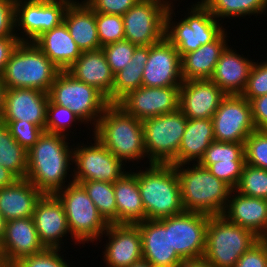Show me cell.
Segmentation results:
<instances>
[{
  "label": "cell",
  "instance_id": "11a10c76",
  "mask_svg": "<svg viewBox=\"0 0 267 267\" xmlns=\"http://www.w3.org/2000/svg\"><path fill=\"white\" fill-rule=\"evenodd\" d=\"M6 86L3 82L2 77L0 76V121H1V116L3 113L4 109V102H5V94H6Z\"/></svg>",
  "mask_w": 267,
  "mask_h": 267
},
{
  "label": "cell",
  "instance_id": "680465c9",
  "mask_svg": "<svg viewBox=\"0 0 267 267\" xmlns=\"http://www.w3.org/2000/svg\"><path fill=\"white\" fill-rule=\"evenodd\" d=\"M158 1L167 4L169 7H171V5H173V2H171V0L170 1L169 0H158Z\"/></svg>",
  "mask_w": 267,
  "mask_h": 267
},
{
  "label": "cell",
  "instance_id": "ac0fdd59",
  "mask_svg": "<svg viewBox=\"0 0 267 267\" xmlns=\"http://www.w3.org/2000/svg\"><path fill=\"white\" fill-rule=\"evenodd\" d=\"M142 74L145 87L181 86V56L166 38L149 46V58Z\"/></svg>",
  "mask_w": 267,
  "mask_h": 267
},
{
  "label": "cell",
  "instance_id": "f546056e",
  "mask_svg": "<svg viewBox=\"0 0 267 267\" xmlns=\"http://www.w3.org/2000/svg\"><path fill=\"white\" fill-rule=\"evenodd\" d=\"M227 31H223L213 42L199 47L196 51L181 56L183 81L210 79L221 53L228 46Z\"/></svg>",
  "mask_w": 267,
  "mask_h": 267
},
{
  "label": "cell",
  "instance_id": "cb8c5ba5",
  "mask_svg": "<svg viewBox=\"0 0 267 267\" xmlns=\"http://www.w3.org/2000/svg\"><path fill=\"white\" fill-rule=\"evenodd\" d=\"M222 215L260 239H267V199L245 196L232 189Z\"/></svg>",
  "mask_w": 267,
  "mask_h": 267
},
{
  "label": "cell",
  "instance_id": "7c38bea8",
  "mask_svg": "<svg viewBox=\"0 0 267 267\" xmlns=\"http://www.w3.org/2000/svg\"><path fill=\"white\" fill-rule=\"evenodd\" d=\"M168 8L158 0H139L122 16L125 40L136 46H151L163 40Z\"/></svg>",
  "mask_w": 267,
  "mask_h": 267
},
{
  "label": "cell",
  "instance_id": "e575fe53",
  "mask_svg": "<svg viewBox=\"0 0 267 267\" xmlns=\"http://www.w3.org/2000/svg\"><path fill=\"white\" fill-rule=\"evenodd\" d=\"M210 13L219 18L258 16L267 11V0H201ZM237 16V17H236Z\"/></svg>",
  "mask_w": 267,
  "mask_h": 267
},
{
  "label": "cell",
  "instance_id": "d590c367",
  "mask_svg": "<svg viewBox=\"0 0 267 267\" xmlns=\"http://www.w3.org/2000/svg\"><path fill=\"white\" fill-rule=\"evenodd\" d=\"M79 183L84 187L103 218L109 224H117L114 184L102 181H81Z\"/></svg>",
  "mask_w": 267,
  "mask_h": 267
},
{
  "label": "cell",
  "instance_id": "8fae6325",
  "mask_svg": "<svg viewBox=\"0 0 267 267\" xmlns=\"http://www.w3.org/2000/svg\"><path fill=\"white\" fill-rule=\"evenodd\" d=\"M72 1L15 0V29L22 30L21 36H17L19 40L33 42L44 32L60 25L64 20L65 11Z\"/></svg>",
  "mask_w": 267,
  "mask_h": 267
},
{
  "label": "cell",
  "instance_id": "4dcf8cb0",
  "mask_svg": "<svg viewBox=\"0 0 267 267\" xmlns=\"http://www.w3.org/2000/svg\"><path fill=\"white\" fill-rule=\"evenodd\" d=\"M117 224H136L145 220V210L136 172H126L114 183Z\"/></svg>",
  "mask_w": 267,
  "mask_h": 267
},
{
  "label": "cell",
  "instance_id": "2e32d148",
  "mask_svg": "<svg viewBox=\"0 0 267 267\" xmlns=\"http://www.w3.org/2000/svg\"><path fill=\"white\" fill-rule=\"evenodd\" d=\"M209 217L189 211L170 216L171 247L183 260L203 258Z\"/></svg>",
  "mask_w": 267,
  "mask_h": 267
},
{
  "label": "cell",
  "instance_id": "836d02e7",
  "mask_svg": "<svg viewBox=\"0 0 267 267\" xmlns=\"http://www.w3.org/2000/svg\"><path fill=\"white\" fill-rule=\"evenodd\" d=\"M0 166L17 179L25 178L27 151L11 136L9 128L0 121Z\"/></svg>",
  "mask_w": 267,
  "mask_h": 267
},
{
  "label": "cell",
  "instance_id": "f907efd6",
  "mask_svg": "<svg viewBox=\"0 0 267 267\" xmlns=\"http://www.w3.org/2000/svg\"><path fill=\"white\" fill-rule=\"evenodd\" d=\"M252 118L257 130H267V94L250 101Z\"/></svg>",
  "mask_w": 267,
  "mask_h": 267
},
{
  "label": "cell",
  "instance_id": "5b68a950",
  "mask_svg": "<svg viewBox=\"0 0 267 267\" xmlns=\"http://www.w3.org/2000/svg\"><path fill=\"white\" fill-rule=\"evenodd\" d=\"M57 68L32 42H20L1 75L6 88H33L48 93Z\"/></svg>",
  "mask_w": 267,
  "mask_h": 267
},
{
  "label": "cell",
  "instance_id": "d6a6232c",
  "mask_svg": "<svg viewBox=\"0 0 267 267\" xmlns=\"http://www.w3.org/2000/svg\"><path fill=\"white\" fill-rule=\"evenodd\" d=\"M149 58V46H137L129 64L114 74L112 103L142 86L143 70Z\"/></svg>",
  "mask_w": 267,
  "mask_h": 267
},
{
  "label": "cell",
  "instance_id": "83f0119b",
  "mask_svg": "<svg viewBox=\"0 0 267 267\" xmlns=\"http://www.w3.org/2000/svg\"><path fill=\"white\" fill-rule=\"evenodd\" d=\"M63 22L81 52L101 49L95 12L84 1L73 0L65 11Z\"/></svg>",
  "mask_w": 267,
  "mask_h": 267
},
{
  "label": "cell",
  "instance_id": "d4e9b609",
  "mask_svg": "<svg viewBox=\"0 0 267 267\" xmlns=\"http://www.w3.org/2000/svg\"><path fill=\"white\" fill-rule=\"evenodd\" d=\"M76 80L95 87L112 103L114 73L107 63L101 49L84 51L80 57L66 70Z\"/></svg>",
  "mask_w": 267,
  "mask_h": 267
},
{
  "label": "cell",
  "instance_id": "603a6c76",
  "mask_svg": "<svg viewBox=\"0 0 267 267\" xmlns=\"http://www.w3.org/2000/svg\"><path fill=\"white\" fill-rule=\"evenodd\" d=\"M32 217L42 245L61 249L60 242L70 231L59 199L54 194H43L35 205Z\"/></svg>",
  "mask_w": 267,
  "mask_h": 267
},
{
  "label": "cell",
  "instance_id": "8992f818",
  "mask_svg": "<svg viewBox=\"0 0 267 267\" xmlns=\"http://www.w3.org/2000/svg\"><path fill=\"white\" fill-rule=\"evenodd\" d=\"M173 6L167 9L165 38L176 48L180 56L213 42L226 30L201 1L191 5L189 8L191 12H188L187 17L184 16L185 18L179 22L172 21L175 10V8L172 9Z\"/></svg>",
  "mask_w": 267,
  "mask_h": 267
},
{
  "label": "cell",
  "instance_id": "3957f363",
  "mask_svg": "<svg viewBox=\"0 0 267 267\" xmlns=\"http://www.w3.org/2000/svg\"><path fill=\"white\" fill-rule=\"evenodd\" d=\"M93 133L94 137L123 162H138L147 157L142 121L126 113L116 103H110L105 108Z\"/></svg>",
  "mask_w": 267,
  "mask_h": 267
},
{
  "label": "cell",
  "instance_id": "bcb514c9",
  "mask_svg": "<svg viewBox=\"0 0 267 267\" xmlns=\"http://www.w3.org/2000/svg\"><path fill=\"white\" fill-rule=\"evenodd\" d=\"M245 161H219L210 164L207 169L218 179L234 189L242 174Z\"/></svg>",
  "mask_w": 267,
  "mask_h": 267
},
{
  "label": "cell",
  "instance_id": "6f0895ef",
  "mask_svg": "<svg viewBox=\"0 0 267 267\" xmlns=\"http://www.w3.org/2000/svg\"><path fill=\"white\" fill-rule=\"evenodd\" d=\"M130 267H155L152 264H149L145 260L138 261L137 263L132 264Z\"/></svg>",
  "mask_w": 267,
  "mask_h": 267
},
{
  "label": "cell",
  "instance_id": "1f68e13d",
  "mask_svg": "<svg viewBox=\"0 0 267 267\" xmlns=\"http://www.w3.org/2000/svg\"><path fill=\"white\" fill-rule=\"evenodd\" d=\"M213 141L212 119H188L177 154V165H190L192 160V163H199Z\"/></svg>",
  "mask_w": 267,
  "mask_h": 267
},
{
  "label": "cell",
  "instance_id": "4316f807",
  "mask_svg": "<svg viewBox=\"0 0 267 267\" xmlns=\"http://www.w3.org/2000/svg\"><path fill=\"white\" fill-rule=\"evenodd\" d=\"M42 193L26 178L0 188V213L6 221L32 217Z\"/></svg>",
  "mask_w": 267,
  "mask_h": 267
},
{
  "label": "cell",
  "instance_id": "f35d334b",
  "mask_svg": "<svg viewBox=\"0 0 267 267\" xmlns=\"http://www.w3.org/2000/svg\"><path fill=\"white\" fill-rule=\"evenodd\" d=\"M82 122L69 108L53 104L50 100L47 105L46 124L44 131L52 134L68 137L67 129L72 127V123ZM71 125V126H70Z\"/></svg>",
  "mask_w": 267,
  "mask_h": 267
},
{
  "label": "cell",
  "instance_id": "b9f144b4",
  "mask_svg": "<svg viewBox=\"0 0 267 267\" xmlns=\"http://www.w3.org/2000/svg\"><path fill=\"white\" fill-rule=\"evenodd\" d=\"M9 128L11 136L26 150H30L43 134L44 129L22 120H1Z\"/></svg>",
  "mask_w": 267,
  "mask_h": 267
},
{
  "label": "cell",
  "instance_id": "7bdbcfd3",
  "mask_svg": "<svg viewBox=\"0 0 267 267\" xmlns=\"http://www.w3.org/2000/svg\"><path fill=\"white\" fill-rule=\"evenodd\" d=\"M137 46L127 40L117 41L102 48L112 72L115 74L129 64Z\"/></svg>",
  "mask_w": 267,
  "mask_h": 267
},
{
  "label": "cell",
  "instance_id": "74e56055",
  "mask_svg": "<svg viewBox=\"0 0 267 267\" xmlns=\"http://www.w3.org/2000/svg\"><path fill=\"white\" fill-rule=\"evenodd\" d=\"M219 161H245L244 143L213 141L199 164L207 168Z\"/></svg>",
  "mask_w": 267,
  "mask_h": 267
},
{
  "label": "cell",
  "instance_id": "f5cc1de1",
  "mask_svg": "<svg viewBox=\"0 0 267 267\" xmlns=\"http://www.w3.org/2000/svg\"><path fill=\"white\" fill-rule=\"evenodd\" d=\"M17 178L7 169L0 166V188L12 184Z\"/></svg>",
  "mask_w": 267,
  "mask_h": 267
},
{
  "label": "cell",
  "instance_id": "9a60e30c",
  "mask_svg": "<svg viewBox=\"0 0 267 267\" xmlns=\"http://www.w3.org/2000/svg\"><path fill=\"white\" fill-rule=\"evenodd\" d=\"M180 86L145 87L132 90L116 104L140 121L179 109Z\"/></svg>",
  "mask_w": 267,
  "mask_h": 267
},
{
  "label": "cell",
  "instance_id": "f6af8a7d",
  "mask_svg": "<svg viewBox=\"0 0 267 267\" xmlns=\"http://www.w3.org/2000/svg\"><path fill=\"white\" fill-rule=\"evenodd\" d=\"M267 94V60L265 62H254L246 88L241 94L249 102L262 95Z\"/></svg>",
  "mask_w": 267,
  "mask_h": 267
},
{
  "label": "cell",
  "instance_id": "44dd1931",
  "mask_svg": "<svg viewBox=\"0 0 267 267\" xmlns=\"http://www.w3.org/2000/svg\"><path fill=\"white\" fill-rule=\"evenodd\" d=\"M0 249L4 267H11L21 258L45 249L39 239L33 217L7 221Z\"/></svg>",
  "mask_w": 267,
  "mask_h": 267
},
{
  "label": "cell",
  "instance_id": "9c48e42d",
  "mask_svg": "<svg viewBox=\"0 0 267 267\" xmlns=\"http://www.w3.org/2000/svg\"><path fill=\"white\" fill-rule=\"evenodd\" d=\"M48 96L53 104L69 108L85 124L92 122L94 128L110 104L95 87L76 80L67 71L57 74Z\"/></svg>",
  "mask_w": 267,
  "mask_h": 267
},
{
  "label": "cell",
  "instance_id": "484cf974",
  "mask_svg": "<svg viewBox=\"0 0 267 267\" xmlns=\"http://www.w3.org/2000/svg\"><path fill=\"white\" fill-rule=\"evenodd\" d=\"M227 46L221 53L210 80L226 95H241L247 85L253 60Z\"/></svg>",
  "mask_w": 267,
  "mask_h": 267
},
{
  "label": "cell",
  "instance_id": "ab89813d",
  "mask_svg": "<svg viewBox=\"0 0 267 267\" xmlns=\"http://www.w3.org/2000/svg\"><path fill=\"white\" fill-rule=\"evenodd\" d=\"M95 20L101 47L125 40L124 24L121 15L95 13Z\"/></svg>",
  "mask_w": 267,
  "mask_h": 267
},
{
  "label": "cell",
  "instance_id": "5bb4252c",
  "mask_svg": "<svg viewBox=\"0 0 267 267\" xmlns=\"http://www.w3.org/2000/svg\"><path fill=\"white\" fill-rule=\"evenodd\" d=\"M211 119L218 142L245 143L256 130L251 104L242 95H226Z\"/></svg>",
  "mask_w": 267,
  "mask_h": 267
},
{
  "label": "cell",
  "instance_id": "91938a15",
  "mask_svg": "<svg viewBox=\"0 0 267 267\" xmlns=\"http://www.w3.org/2000/svg\"><path fill=\"white\" fill-rule=\"evenodd\" d=\"M0 264H2V254H1V249H0Z\"/></svg>",
  "mask_w": 267,
  "mask_h": 267
},
{
  "label": "cell",
  "instance_id": "4fadbf2b",
  "mask_svg": "<svg viewBox=\"0 0 267 267\" xmlns=\"http://www.w3.org/2000/svg\"><path fill=\"white\" fill-rule=\"evenodd\" d=\"M95 140V141H94ZM91 145H77L73 148V163H75L74 182L102 181L114 183L127 171L125 162L111 153L96 137ZM123 163V164H122ZM124 165V167H123Z\"/></svg>",
  "mask_w": 267,
  "mask_h": 267
},
{
  "label": "cell",
  "instance_id": "ee69618b",
  "mask_svg": "<svg viewBox=\"0 0 267 267\" xmlns=\"http://www.w3.org/2000/svg\"><path fill=\"white\" fill-rule=\"evenodd\" d=\"M60 249L45 248L37 254H32L18 260L11 267H69L64 261Z\"/></svg>",
  "mask_w": 267,
  "mask_h": 267
},
{
  "label": "cell",
  "instance_id": "8d00e7d4",
  "mask_svg": "<svg viewBox=\"0 0 267 267\" xmlns=\"http://www.w3.org/2000/svg\"><path fill=\"white\" fill-rule=\"evenodd\" d=\"M234 190L245 196L267 199V170L245 164Z\"/></svg>",
  "mask_w": 267,
  "mask_h": 267
},
{
  "label": "cell",
  "instance_id": "816d5d0a",
  "mask_svg": "<svg viewBox=\"0 0 267 267\" xmlns=\"http://www.w3.org/2000/svg\"><path fill=\"white\" fill-rule=\"evenodd\" d=\"M20 42L17 36L0 37V76L3 74L11 54Z\"/></svg>",
  "mask_w": 267,
  "mask_h": 267
},
{
  "label": "cell",
  "instance_id": "d6986e66",
  "mask_svg": "<svg viewBox=\"0 0 267 267\" xmlns=\"http://www.w3.org/2000/svg\"><path fill=\"white\" fill-rule=\"evenodd\" d=\"M226 94L210 79L183 81L179 110L188 119H211Z\"/></svg>",
  "mask_w": 267,
  "mask_h": 267
},
{
  "label": "cell",
  "instance_id": "30bf717a",
  "mask_svg": "<svg viewBox=\"0 0 267 267\" xmlns=\"http://www.w3.org/2000/svg\"><path fill=\"white\" fill-rule=\"evenodd\" d=\"M188 118L178 109L142 121L144 145L151 163L177 165V154Z\"/></svg>",
  "mask_w": 267,
  "mask_h": 267
},
{
  "label": "cell",
  "instance_id": "e0dca14e",
  "mask_svg": "<svg viewBox=\"0 0 267 267\" xmlns=\"http://www.w3.org/2000/svg\"><path fill=\"white\" fill-rule=\"evenodd\" d=\"M142 238L143 260L155 267H180L184 260L171 247L170 217L136 223Z\"/></svg>",
  "mask_w": 267,
  "mask_h": 267
},
{
  "label": "cell",
  "instance_id": "7dc6e473",
  "mask_svg": "<svg viewBox=\"0 0 267 267\" xmlns=\"http://www.w3.org/2000/svg\"><path fill=\"white\" fill-rule=\"evenodd\" d=\"M234 267H267V239H259L253 244Z\"/></svg>",
  "mask_w": 267,
  "mask_h": 267
},
{
  "label": "cell",
  "instance_id": "db71d44e",
  "mask_svg": "<svg viewBox=\"0 0 267 267\" xmlns=\"http://www.w3.org/2000/svg\"><path fill=\"white\" fill-rule=\"evenodd\" d=\"M180 267H214L209 261L205 258L184 260L183 264Z\"/></svg>",
  "mask_w": 267,
  "mask_h": 267
},
{
  "label": "cell",
  "instance_id": "c3c4849f",
  "mask_svg": "<svg viewBox=\"0 0 267 267\" xmlns=\"http://www.w3.org/2000/svg\"><path fill=\"white\" fill-rule=\"evenodd\" d=\"M139 0H84L95 12L123 16Z\"/></svg>",
  "mask_w": 267,
  "mask_h": 267
},
{
  "label": "cell",
  "instance_id": "7a4b0ae2",
  "mask_svg": "<svg viewBox=\"0 0 267 267\" xmlns=\"http://www.w3.org/2000/svg\"><path fill=\"white\" fill-rule=\"evenodd\" d=\"M148 167L136 172L145 219L158 220L184 212L175 166L151 163Z\"/></svg>",
  "mask_w": 267,
  "mask_h": 267
},
{
  "label": "cell",
  "instance_id": "ba28073f",
  "mask_svg": "<svg viewBox=\"0 0 267 267\" xmlns=\"http://www.w3.org/2000/svg\"><path fill=\"white\" fill-rule=\"evenodd\" d=\"M259 239L252 231L229 222L223 215L210 216L203 258L214 267H234Z\"/></svg>",
  "mask_w": 267,
  "mask_h": 267
},
{
  "label": "cell",
  "instance_id": "60d3db41",
  "mask_svg": "<svg viewBox=\"0 0 267 267\" xmlns=\"http://www.w3.org/2000/svg\"><path fill=\"white\" fill-rule=\"evenodd\" d=\"M245 164L267 170V130H255L244 143Z\"/></svg>",
  "mask_w": 267,
  "mask_h": 267
},
{
  "label": "cell",
  "instance_id": "52a82bcc",
  "mask_svg": "<svg viewBox=\"0 0 267 267\" xmlns=\"http://www.w3.org/2000/svg\"><path fill=\"white\" fill-rule=\"evenodd\" d=\"M63 189L54 195L64 207L71 239L77 244L100 240L109 223L99 213L84 187L72 179Z\"/></svg>",
  "mask_w": 267,
  "mask_h": 267
},
{
  "label": "cell",
  "instance_id": "277c9868",
  "mask_svg": "<svg viewBox=\"0 0 267 267\" xmlns=\"http://www.w3.org/2000/svg\"><path fill=\"white\" fill-rule=\"evenodd\" d=\"M176 165L184 211L222 215L232 188L199 163ZM184 167V168H183Z\"/></svg>",
  "mask_w": 267,
  "mask_h": 267
},
{
  "label": "cell",
  "instance_id": "7402d4cb",
  "mask_svg": "<svg viewBox=\"0 0 267 267\" xmlns=\"http://www.w3.org/2000/svg\"><path fill=\"white\" fill-rule=\"evenodd\" d=\"M48 93L33 88H7L1 120H22L44 129Z\"/></svg>",
  "mask_w": 267,
  "mask_h": 267
},
{
  "label": "cell",
  "instance_id": "9f6ffc18",
  "mask_svg": "<svg viewBox=\"0 0 267 267\" xmlns=\"http://www.w3.org/2000/svg\"><path fill=\"white\" fill-rule=\"evenodd\" d=\"M6 219L4 218V216L0 213V242L4 237V233H5V228H6Z\"/></svg>",
  "mask_w": 267,
  "mask_h": 267
},
{
  "label": "cell",
  "instance_id": "ffe728a7",
  "mask_svg": "<svg viewBox=\"0 0 267 267\" xmlns=\"http://www.w3.org/2000/svg\"><path fill=\"white\" fill-rule=\"evenodd\" d=\"M103 255L107 267H130L143 259L142 238L136 224H109Z\"/></svg>",
  "mask_w": 267,
  "mask_h": 267
},
{
  "label": "cell",
  "instance_id": "681fc988",
  "mask_svg": "<svg viewBox=\"0 0 267 267\" xmlns=\"http://www.w3.org/2000/svg\"><path fill=\"white\" fill-rule=\"evenodd\" d=\"M14 28L15 0H0V37L19 36Z\"/></svg>",
  "mask_w": 267,
  "mask_h": 267
},
{
  "label": "cell",
  "instance_id": "6da1fadb",
  "mask_svg": "<svg viewBox=\"0 0 267 267\" xmlns=\"http://www.w3.org/2000/svg\"><path fill=\"white\" fill-rule=\"evenodd\" d=\"M67 138L44 131L34 146L27 151L25 178L42 194H55L66 185L67 171L70 165L74 164L73 146L68 145Z\"/></svg>",
  "mask_w": 267,
  "mask_h": 267
},
{
  "label": "cell",
  "instance_id": "f1b7e54d",
  "mask_svg": "<svg viewBox=\"0 0 267 267\" xmlns=\"http://www.w3.org/2000/svg\"><path fill=\"white\" fill-rule=\"evenodd\" d=\"M32 43L61 71H66L82 53L64 22L44 32Z\"/></svg>",
  "mask_w": 267,
  "mask_h": 267
}]
</instances>
